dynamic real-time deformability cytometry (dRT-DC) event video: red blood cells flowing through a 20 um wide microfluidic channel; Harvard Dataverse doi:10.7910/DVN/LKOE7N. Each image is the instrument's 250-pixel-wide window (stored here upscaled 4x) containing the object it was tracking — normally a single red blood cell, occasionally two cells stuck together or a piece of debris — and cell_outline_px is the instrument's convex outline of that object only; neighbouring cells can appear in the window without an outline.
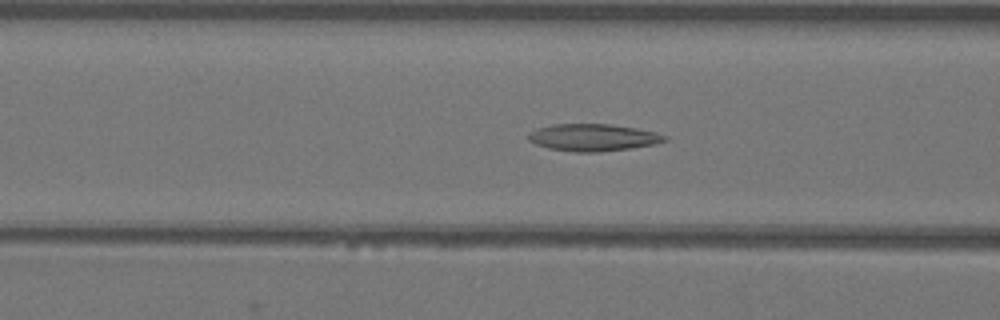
{"species": "Egyptian fruit bat (a non-hibernating species)", "species_latin": "Rousettus aegyptiacus", "temperature_condition": "warm", "stored_images_in_passage": 51, "camera_frame_rate_fps": 3000, "um_per_image_px": 0.085, "animal": {"sex": "female"}, "frame": {"image": 1, "passage_image": 19, "time_ms": 6.0, "image_size_px": [1000, 320], "cell_outline_px": [[668, 140], [656, 144], [632, 148], [600, 152], [576, 152], [548, 148], [536, 144], [528, 140], [528, 136], [536, 128], [552, 124], [608, 124], [636, 128], [656, 132], [668, 136]], "centroid_in_image_um": [50.45, 11.69], "position_along_channel_um": 116.2, "area_um2": 21.62}}
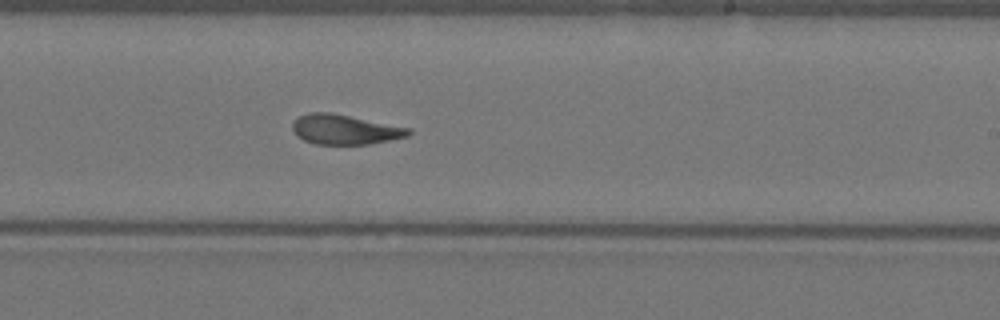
{"frame": {"image": 2, "passage_image": 30, "time_ms": 9.667, "image_size_px": [1000, 320], "cell_outline_px": [[412, 132], [408, 136], [372, 144], [312, 144], [296, 136], [292, 132], [292, 124], [300, 116], [308, 112], [332, 112], [412, 128]], "centroid_in_image_um": [29.32, 11.0], "position_along_channel_um": 259.7, "area_um2": 20.46}}
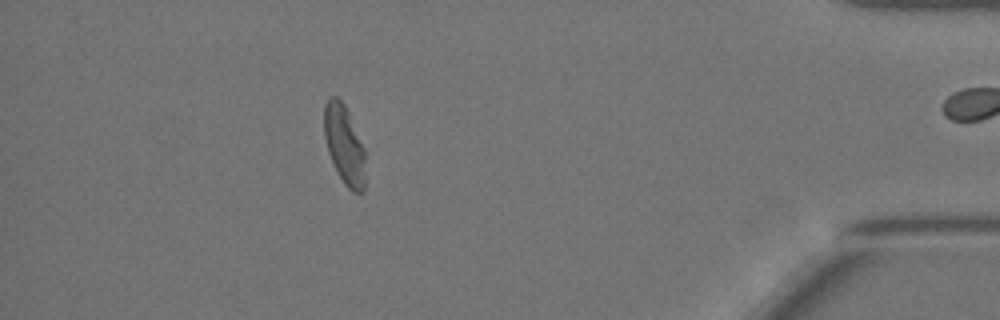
{"frame": {"image": 3, "passage_image": 45, "time_ms": 14.667, "image_size_px": [1000, 320], "cell_outline_px": [[364, 192], [352, 192], [344, 184], [328, 152], [324, 136], [324, 104], [328, 96], [336, 96], [344, 104], [348, 112], [364, 148]], "centroid_in_image_um": [29.24, 12.27], "position_along_channel_um": 406.0, "area_um2": 18.73}, "authors_computed_cell_mechanics": {"area_um2": 21.1548, "velocity_mm_per_s": 3.9138, "shape_relaxation_time_tau1_ms": null, "shape_relaxation_time_tau2_ms": 2.629, "deformation_change_tau1": null, "deformation_change_tau2": 0.0997}}